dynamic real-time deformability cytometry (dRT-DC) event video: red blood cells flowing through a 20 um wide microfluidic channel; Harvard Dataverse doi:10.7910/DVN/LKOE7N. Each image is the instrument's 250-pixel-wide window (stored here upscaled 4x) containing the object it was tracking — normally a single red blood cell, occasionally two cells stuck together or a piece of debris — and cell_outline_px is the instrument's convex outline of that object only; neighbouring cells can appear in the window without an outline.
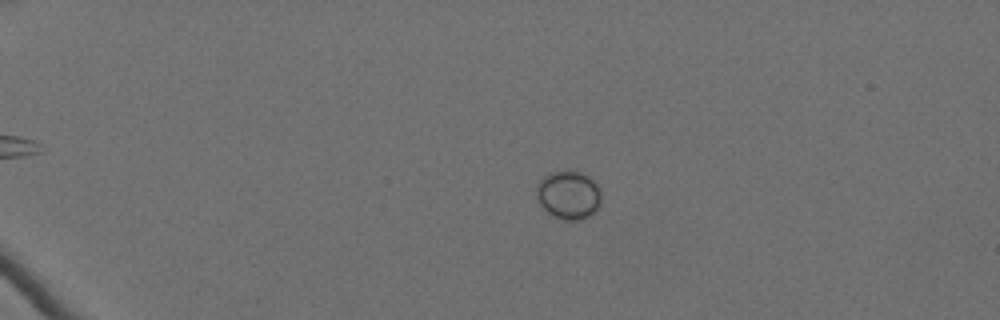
{"species": "Egyptian fruit bat (a non-hibernating species)", "species_latin": "Rousettus aegyptiacus", "temperature_condition": "cold", "stored_images_in_passage": 30, "camera_frame_rate_fps": 3000, "um_per_image_px": 0.085, "animal": {"sex": "female"}, "frame": {"image": 1, "passage_image": 17, "time_ms": 5.333, "image_size_px": [1000, 320], "cell_outline_px": [[600, 208], [592, 216], [580, 220], [564, 220], [552, 216], [540, 204], [536, 196], [536, 184], [548, 172], [580, 172], [588, 176], [600, 188]], "centroid_in_image_um": [48.33, 16.6], "position_along_channel_um": 36.7, "area_um2": 18.44}}
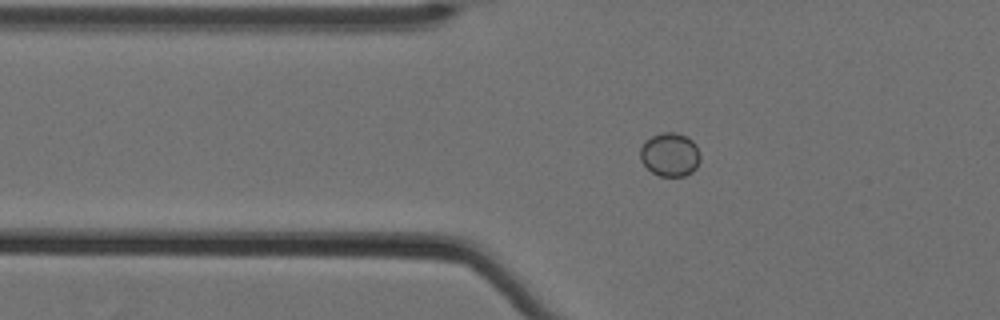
{"frame": {"image": 2, "passage_image": 26, "time_ms": 8.333, "image_size_px": [1000, 320], "cell_outline_px": [[700, 160], [696, 168], [692, 172], [684, 176], [660, 176], [652, 172], [640, 160], [640, 148], [644, 140], [660, 132], [676, 132], [688, 136], [696, 144], [700, 152]], "centroid_in_image_um": [56.95, 13.12], "position_along_channel_um": 68.8, "area_um2": 15.55}}